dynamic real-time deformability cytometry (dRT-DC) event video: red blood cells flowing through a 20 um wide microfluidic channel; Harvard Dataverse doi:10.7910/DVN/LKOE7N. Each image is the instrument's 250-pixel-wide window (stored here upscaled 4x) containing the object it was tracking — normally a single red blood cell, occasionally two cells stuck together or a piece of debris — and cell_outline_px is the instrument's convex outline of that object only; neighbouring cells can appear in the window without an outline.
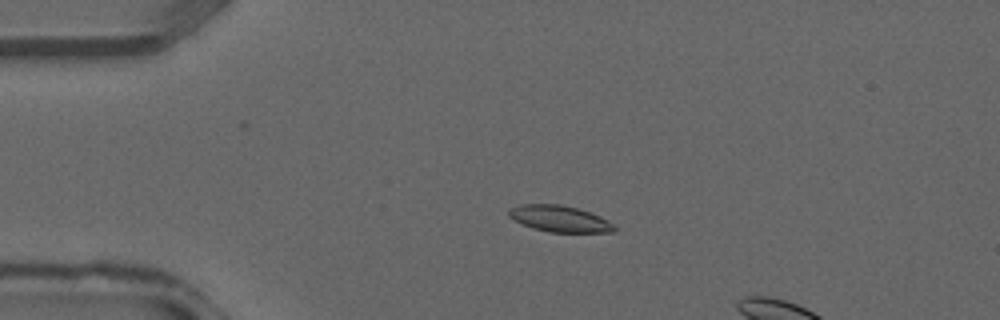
{"species": "common noctule bat (a hibernating species)", "species_latin": "Nyctalus noctula", "temperature_condition": "warm", "stored_images_in_passage": 12, "camera_frame_rate_fps": 3000, "um_per_image_px": 0.085, "animal": {"sex": "male", "forearm_length_mm": 52.5}, "frame": {"image": 1, "passage_image": 9, "time_ms": 2.667, "image_size_px": [1000, 320], "cell_outline_px": [[616, 232], [548, 232], [532, 228], [520, 224], [508, 216], [508, 212], [512, 208], [520, 204], [560, 204], [576, 208], [600, 216], [608, 220], [616, 228]], "centroid_in_image_um": [47.54, 18.6], "position_along_channel_um": 37.5, "area_um2": 16.18}}